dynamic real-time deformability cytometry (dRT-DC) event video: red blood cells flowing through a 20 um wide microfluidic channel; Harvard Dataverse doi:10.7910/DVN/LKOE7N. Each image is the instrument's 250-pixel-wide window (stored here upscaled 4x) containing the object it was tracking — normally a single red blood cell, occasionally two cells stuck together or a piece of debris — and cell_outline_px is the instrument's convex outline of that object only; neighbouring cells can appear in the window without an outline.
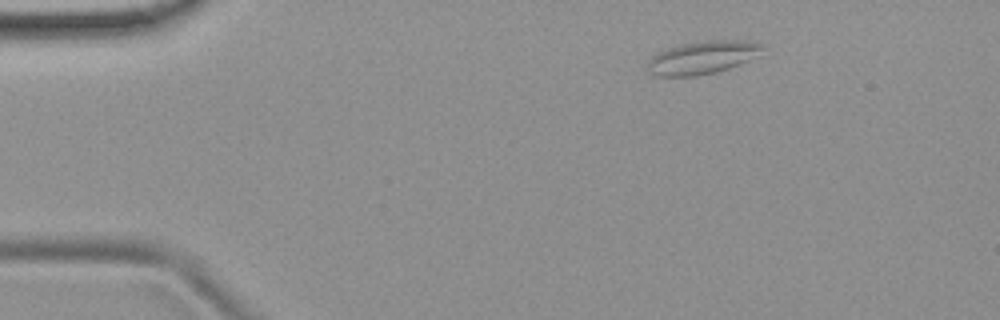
{"species": "common noctule bat (a hibernating species)", "species_latin": "Nyctalus noctula", "temperature_condition": "room temperature", "stored_images_in_passage": 3, "camera_frame_rate_fps": 3000, "um_per_image_px": 0.085, "animal": {"sex": "female", "body_mass_g": 19.9}, "frame": {"image": 1, "passage_image": 2, "time_ms": 1.667, "image_size_px": [1000, 320], "cell_outline_px": [[764, 44], [748, 60], [740, 64], [716, 72], [696, 76], [656, 76], [648, 72], [644, 68], [648, 60], [656, 52], [680, 44], [708, 40], [752, 40]], "centroid_in_image_um": [59.6, 4.89], "position_along_channel_um": 25.4, "area_um2": 22.08}}